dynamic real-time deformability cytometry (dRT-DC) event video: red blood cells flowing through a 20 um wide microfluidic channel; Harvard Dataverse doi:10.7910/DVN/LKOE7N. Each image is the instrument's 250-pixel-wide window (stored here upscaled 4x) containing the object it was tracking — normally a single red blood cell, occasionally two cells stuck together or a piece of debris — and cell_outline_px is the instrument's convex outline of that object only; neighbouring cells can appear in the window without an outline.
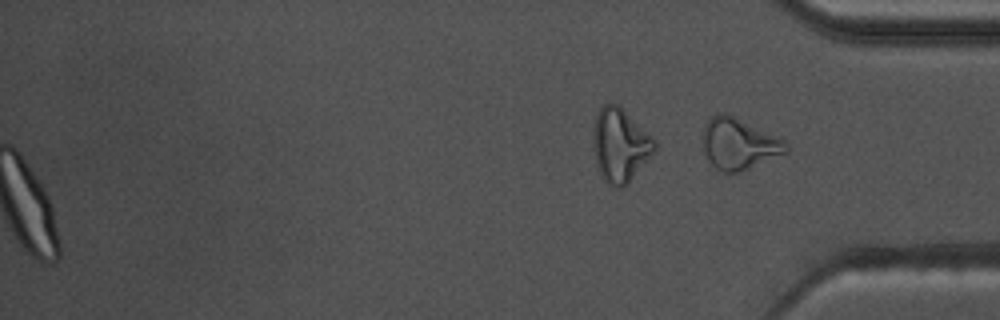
{"species": "common noctule bat (a hibernating species)", "species_latin": "Nyctalus noctula", "temperature_condition": "warm", "stored_images_in_passage": 45, "segment_of_instrument_passage": [2, 2], "camera_frame_rate_fps": 3000, "um_per_image_px": 0.085, "animal": {"sex": "male", "body_mass_g": 17.5, "forearm_length_mm": 52.3}, "frame": {"image": 1, "passage_image": 45, "time_ms": 14.667, "image_size_px": [1000, 320], "cell_outline_px": [[788, 152], [740, 172], [720, 172], [708, 160], [704, 152], [704, 124], [712, 116], [720, 112], [724, 112], [784, 140], [788, 144]], "centroid_in_image_um": [62.8, 12.24], "position_along_channel_um": 372.4, "area_um2": 24.45}}